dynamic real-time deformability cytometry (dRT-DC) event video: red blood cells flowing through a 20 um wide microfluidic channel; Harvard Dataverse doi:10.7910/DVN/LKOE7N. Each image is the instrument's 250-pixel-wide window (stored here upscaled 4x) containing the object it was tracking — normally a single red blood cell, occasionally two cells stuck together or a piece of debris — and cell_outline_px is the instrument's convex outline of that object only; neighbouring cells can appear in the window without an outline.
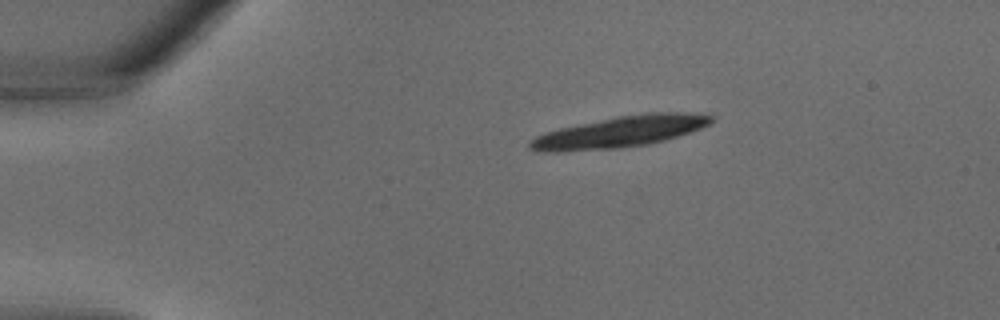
{"species": "common noctule bat (a hibernating species)", "species_latin": "Nyctalus noctula", "temperature_condition": "warm", "stored_images_in_passage": 29, "camera_frame_rate_fps": 3000, "um_per_image_px": 0.085, "animal": {"sex": "male", "body_mass_g": 18.8}, "frame": {"image": 1, "passage_image": 1, "time_ms": 0.0, "image_size_px": [1000, 320], "cell_outline_px": [[716, 116], [708, 124], [700, 128], [664, 140], [648, 144], [620, 148], [564, 152], [536, 152], [528, 148], [528, 140], [544, 132], [560, 128], [616, 116], [644, 112], [676, 112]], "centroid_in_image_um": [52.58, 11.22], "position_along_channel_um": 32.4, "area_um2": 33.12}}
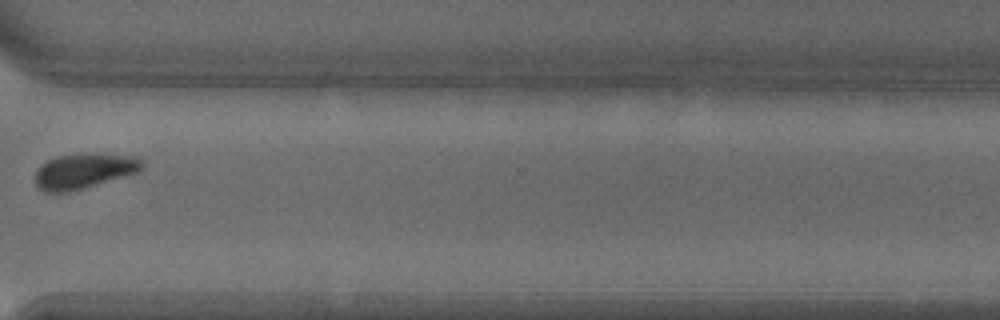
{"frame": {"image": 2, "passage_image": 21, "time_ms": 6.667, "image_size_px": [1000, 320], "cell_outline_px": [[144, 168], [140, 172], [84, 188], [68, 192], [44, 192], [36, 184], [36, 172], [48, 160], [60, 156], [84, 152], [100, 152], [140, 156], [144, 160]], "centroid_in_image_um": [7.27, 14.49], "position_along_channel_um": 363.3, "area_um2": 22.43}}
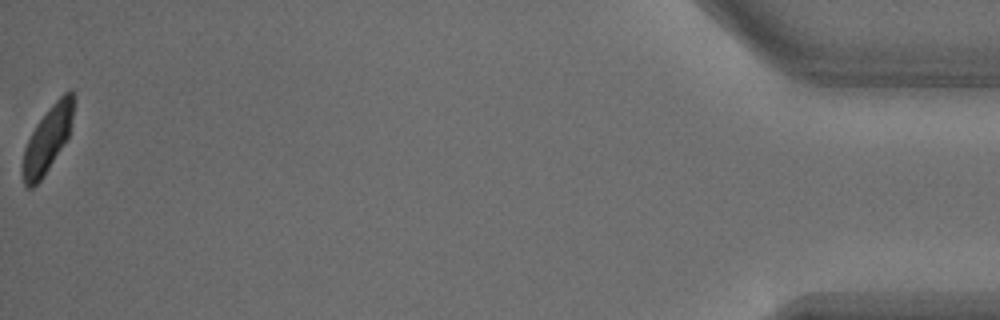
{"frame": {"image": 3, "passage_image": 29, "time_ms": 9.333, "image_size_px": [1000, 320], "cell_outline_px": [[76, 96], [68, 136], [48, 168], [40, 180], [32, 188], [28, 188], [24, 184], [20, 172], [24, 148], [36, 124], [52, 104], [64, 92], [72, 88]], "centroid_in_image_um": [4.02, 11.81], "position_along_channel_um": 431.2, "area_um2": 19.36}}